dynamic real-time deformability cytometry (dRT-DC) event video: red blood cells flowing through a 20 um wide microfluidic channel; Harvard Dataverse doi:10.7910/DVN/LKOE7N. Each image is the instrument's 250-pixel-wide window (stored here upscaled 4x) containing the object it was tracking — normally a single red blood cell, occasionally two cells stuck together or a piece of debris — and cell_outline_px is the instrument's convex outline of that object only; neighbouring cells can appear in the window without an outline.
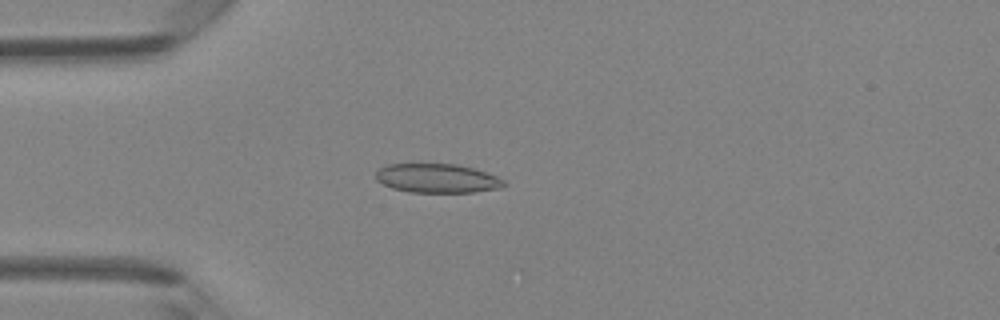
{"species": "Egyptian fruit bat (a non-hibernating species)", "species_latin": "Rousettus aegyptiacus", "temperature_condition": "room temperature", "stored_images_in_passage": 15, "camera_frame_rate_fps": 3000, "um_per_image_px": 0.085, "animal": {"sex": "female"}, "frame": {"image": 1, "passage_image": 10, "time_ms": 3.0, "image_size_px": [1000, 320], "cell_outline_px": [[508, 184], [500, 188], [472, 192], [408, 192], [392, 188], [376, 180], [376, 172], [380, 168], [388, 164], [456, 164], [472, 168], [496, 176], [504, 180]], "centroid_in_image_um": [37.15, 15.16], "position_along_channel_um": 47.8, "area_um2": 21.56}}
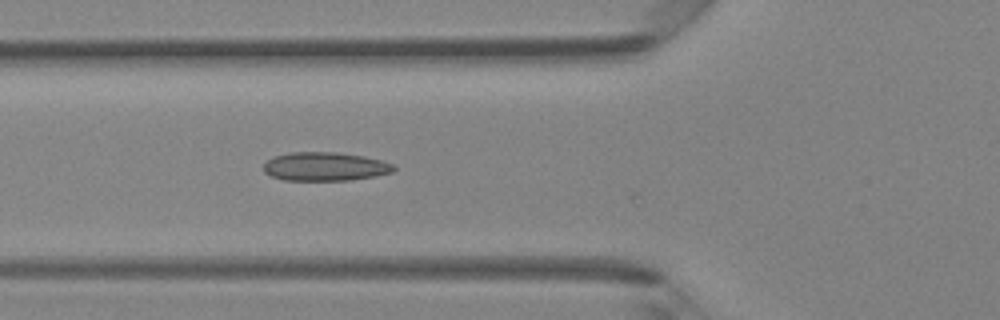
{"frame": {"image": 2, "passage_image": 14, "time_ms": 4.333, "image_size_px": [1000, 320], "cell_outline_px": [[396, 168], [392, 172], [376, 176], [348, 180], [284, 180], [272, 176], [264, 172], [264, 164], [272, 156], [292, 152], [336, 152], [364, 156], [380, 160], [392, 164]], "centroid_in_image_um": [27.61, 14.15], "position_along_channel_um": 98.2, "area_um2": 21.68}}